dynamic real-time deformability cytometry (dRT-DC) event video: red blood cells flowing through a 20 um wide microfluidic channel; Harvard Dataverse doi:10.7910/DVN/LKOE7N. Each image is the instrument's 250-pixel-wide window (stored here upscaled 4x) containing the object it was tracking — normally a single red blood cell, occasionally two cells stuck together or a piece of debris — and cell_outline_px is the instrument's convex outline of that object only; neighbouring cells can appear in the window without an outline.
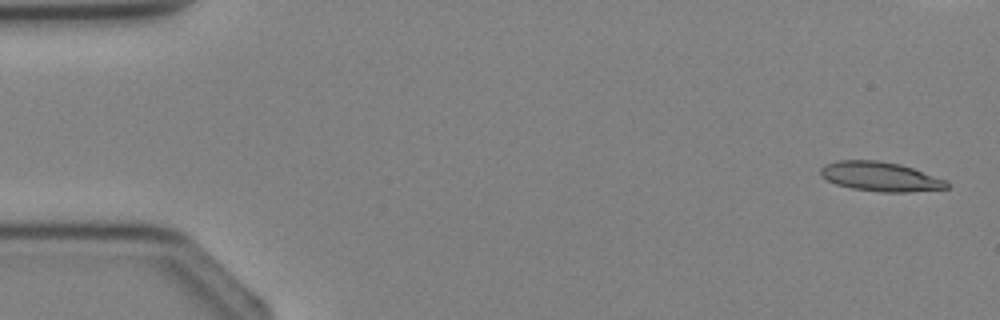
{"species": "Egyptian fruit bat (a non-hibernating species)", "species_latin": "Rousettus aegyptiacus", "temperature_condition": "cold", "stored_images_in_passage": 2, "camera_frame_rate_fps": 3000, "um_per_image_px": 0.085, "animal": {"sex": "female"}, "frame": {"image": 1, "passage_image": 1, "time_ms": 0.0, "image_size_px": [1000, 320], "cell_outline_px": [[948, 188], [908, 192], [880, 192], [852, 188], [836, 184], [820, 176], [820, 168], [824, 164], [836, 160], [880, 160], [900, 164], [948, 180]], "centroid_in_image_um": [74.81, 15.0], "position_along_channel_um": 10.2, "area_um2": 21.73}}
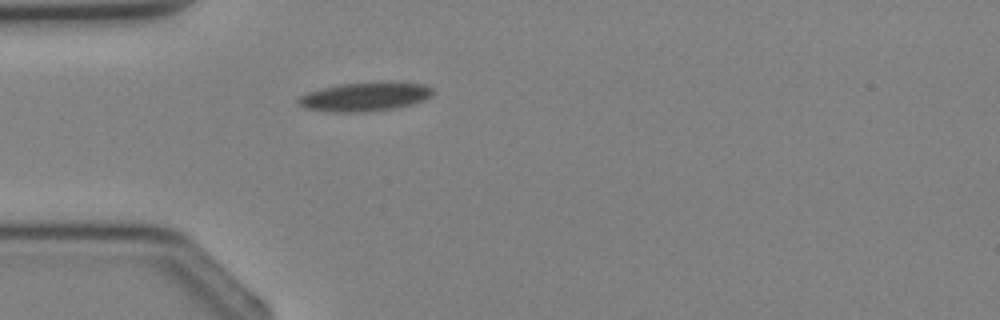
{"frame": {"image": 2, "passage_image": 2, "time_ms": 8.667, "image_size_px": [1000, 320], "cell_outline_px": [[432, 96], [424, 100], [412, 104], [392, 108], [364, 112], [332, 112], [304, 108], [296, 104], [296, 100], [300, 96], [308, 92], [320, 88], [340, 84], [388, 80], [424, 84], [432, 88]], "centroid_in_image_um": [31.01, 8.2], "position_along_channel_um": 54.0, "area_um2": 23.12}}